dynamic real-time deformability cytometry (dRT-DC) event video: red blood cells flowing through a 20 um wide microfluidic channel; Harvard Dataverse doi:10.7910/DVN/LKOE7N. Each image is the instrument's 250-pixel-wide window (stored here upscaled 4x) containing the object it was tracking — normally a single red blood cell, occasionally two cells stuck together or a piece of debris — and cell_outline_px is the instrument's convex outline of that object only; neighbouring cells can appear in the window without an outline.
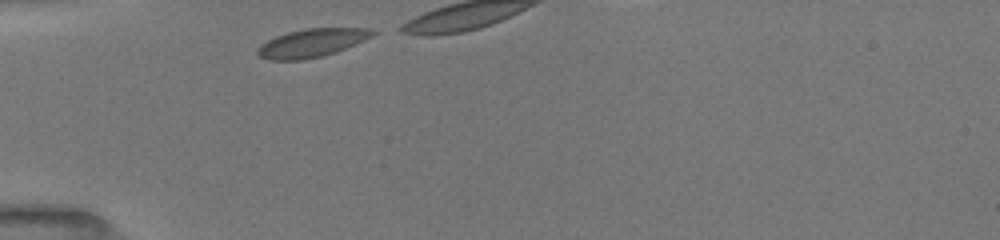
{"species": "common noctule bat (a hibernating species)", "species_latin": "Nyctalus noctula", "temperature_condition": "room temperature", "stored_images_in_passage": 5, "camera_frame_rate_fps": 3000, "um_per_image_px": 0.085, "animal": {"sex": "female", "body_mass_g": 19.5, "forearm_length_mm": 54.1}, "frame": {"image": 1, "passage_image": 1, "time_ms": 0.0, "image_size_px": [1000, 240], "cell_outline_px": [[380, 32], [364, 40], [336, 52], [324, 56], [304, 60], [268, 60], [260, 56], [256, 52], [260, 44], [276, 36], [288, 32], [304, 28], [372, 28]], "centroid_in_image_um": [26.53, 3.65], "position_along_channel_um": 58.5, "area_um2": 19.13}}